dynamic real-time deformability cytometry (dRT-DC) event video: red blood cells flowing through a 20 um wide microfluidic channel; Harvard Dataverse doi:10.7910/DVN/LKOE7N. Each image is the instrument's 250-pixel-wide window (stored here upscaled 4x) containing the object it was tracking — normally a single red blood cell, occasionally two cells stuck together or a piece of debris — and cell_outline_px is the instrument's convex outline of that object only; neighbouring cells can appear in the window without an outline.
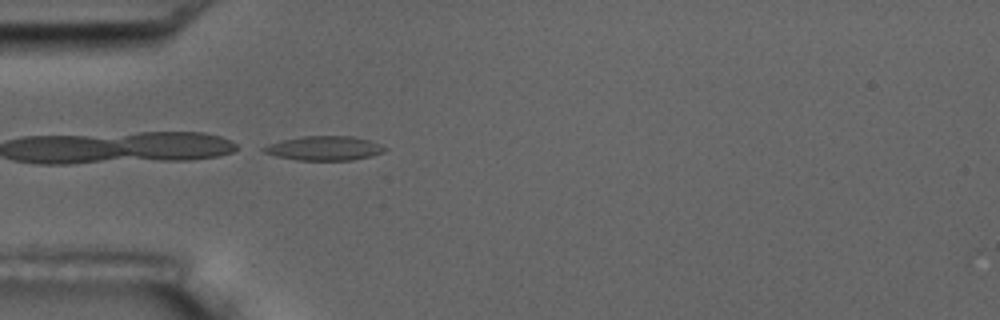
{"species": "common noctule bat (a hibernating species)", "species_latin": "Nyctalus noctula", "temperature_condition": "room temperature", "stored_images_in_passage": 2, "camera_frame_rate_fps": 3000, "um_per_image_px": 0.085, "animal": {"sex": "male", "body_mass_g": 17.5, "forearm_length_mm": 52.3}, "frame": {"image": 1, "passage_image": 2, "time_ms": 1.0, "image_size_px": [1000, 320], "cell_outline_px": [[388, 148], [384, 152], [372, 156], [352, 160], [296, 160], [276, 156], [264, 152], [260, 148], [268, 144], [280, 140], [304, 136], [352, 136], [368, 140], [380, 144]], "centroid_in_image_um": [27.56, 12.6], "position_along_channel_um": 57.4, "area_um2": 17.22}}